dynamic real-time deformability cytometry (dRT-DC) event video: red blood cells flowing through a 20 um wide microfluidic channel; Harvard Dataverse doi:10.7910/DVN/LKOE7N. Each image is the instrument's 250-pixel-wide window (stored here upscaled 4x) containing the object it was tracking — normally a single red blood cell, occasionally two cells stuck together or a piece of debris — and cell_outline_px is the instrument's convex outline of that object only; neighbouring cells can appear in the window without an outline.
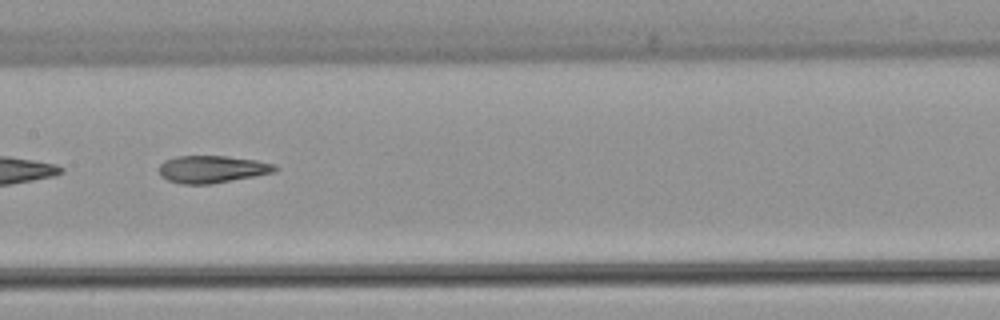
{"species": "common noctule bat (a hibernating species)", "species_latin": "Nyctalus noctula", "temperature_condition": "warm", "stored_images_in_passage": 8, "camera_frame_rate_fps": 3000, "um_per_image_px": 0.085, "animal": {"sex": "female", "body_mass_g": 22.7, "forearm_length_mm": 54.2}, "frame": {"image": 1, "passage_image": 7, "time_ms": 8.0, "image_size_px": [1000, 320], "cell_outline_px": [[280, 168], [276, 172], [212, 184], [180, 184], [168, 180], [160, 176], [160, 164], [164, 160], [176, 156], [228, 156], [256, 160], [276, 164]], "centroid_in_image_um": [18.06, 14.38], "position_along_channel_um": 189.3, "area_um2": 18.67}}
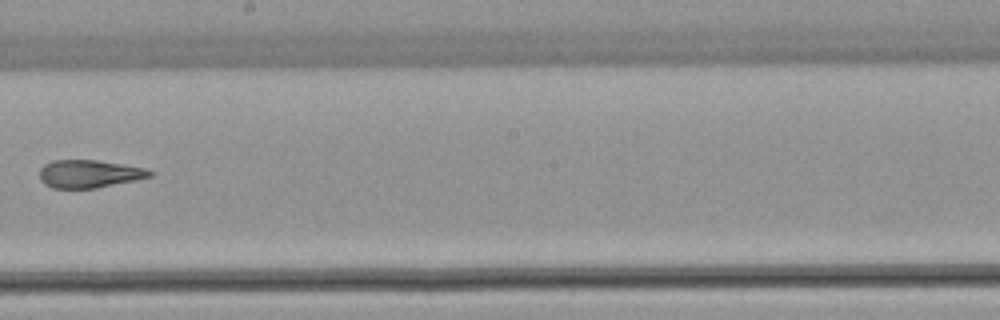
{"frame": {"image": 2, "passage_image": 8, "time_ms": 9.333, "image_size_px": [1000, 320], "cell_outline_px": [[156, 172], [152, 176], [136, 180], [96, 188], [52, 188], [44, 184], [40, 180], [40, 168], [44, 164], [52, 160], [96, 160], [124, 164], [144, 168]], "centroid_in_image_um": [7.59, 14.77], "position_along_channel_um": 240.6, "area_um2": 18.03}}